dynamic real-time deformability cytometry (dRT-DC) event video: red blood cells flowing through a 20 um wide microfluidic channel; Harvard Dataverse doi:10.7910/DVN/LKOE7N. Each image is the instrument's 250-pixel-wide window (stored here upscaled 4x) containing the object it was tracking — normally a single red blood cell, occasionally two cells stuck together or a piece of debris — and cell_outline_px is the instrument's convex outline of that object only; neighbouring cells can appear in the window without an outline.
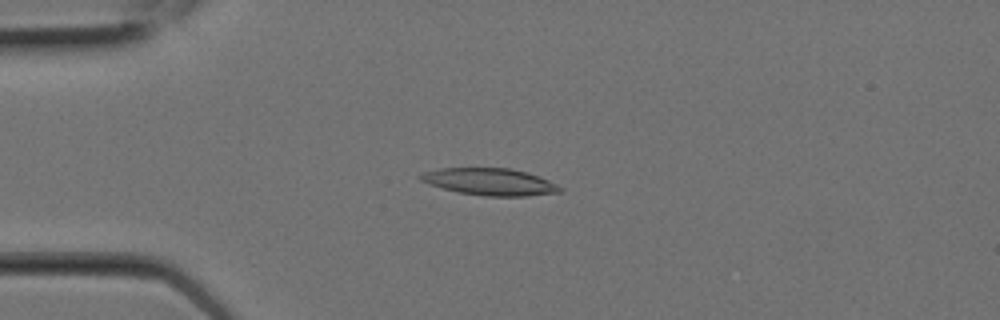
{"species": "Egyptian fruit bat (a non-hibernating species)", "species_latin": "Rousettus aegyptiacus", "temperature_condition": "room temperature", "stored_images_in_passage": 5, "camera_frame_rate_fps": 3000, "um_per_image_px": 0.085, "animal": {"sex": "female"}, "frame": {"image": 1, "passage_image": 4, "time_ms": 1.0, "image_size_px": [1000, 320], "cell_outline_px": [[564, 188], [560, 192], [528, 196], [484, 196], [460, 192], [428, 184], [420, 180], [416, 176], [424, 172], [440, 168], [508, 168], [528, 172], [540, 176]], "centroid_in_image_um": [41.65, 15.45], "position_along_channel_um": 43.3, "area_um2": 21.96}}